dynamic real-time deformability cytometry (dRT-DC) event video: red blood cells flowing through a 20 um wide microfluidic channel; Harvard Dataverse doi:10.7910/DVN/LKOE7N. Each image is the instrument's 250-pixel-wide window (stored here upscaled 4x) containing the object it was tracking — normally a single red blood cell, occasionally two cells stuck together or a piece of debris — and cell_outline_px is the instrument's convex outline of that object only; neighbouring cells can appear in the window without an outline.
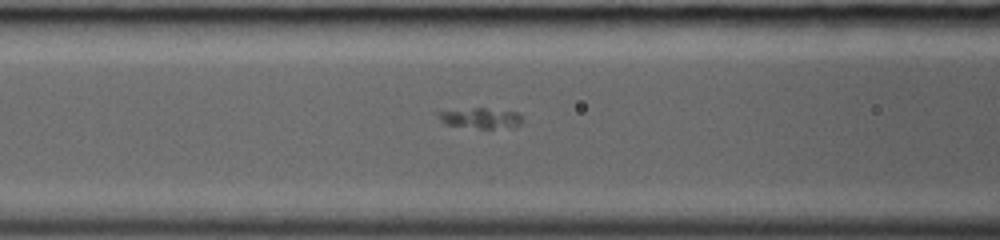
{"species": "common noctule bat (a hibernating species)", "species_latin": "Nyctalus noctula", "temperature_condition": "room temperature", "stored_images_in_passage": 26, "camera_frame_rate_fps": 3000, "um_per_image_px": 0.085, "animal": {"sex": "female", "body_mass_g": 19.0, "forearm_length_mm": 53.3}, "frame": {"image": 1, "passage_image": 5, "time_ms": 1.333, "image_size_px": [1000, 240], "cell_outline_px": [[520, 124], [516, 128], [480, 128], [444, 124], [440, 120], [436, 112], [472, 108], [484, 108], [520, 112]], "centroid_in_image_um": [40.88, 10.04], "position_along_channel_um": 125.7, "area_um2": 10.0}}
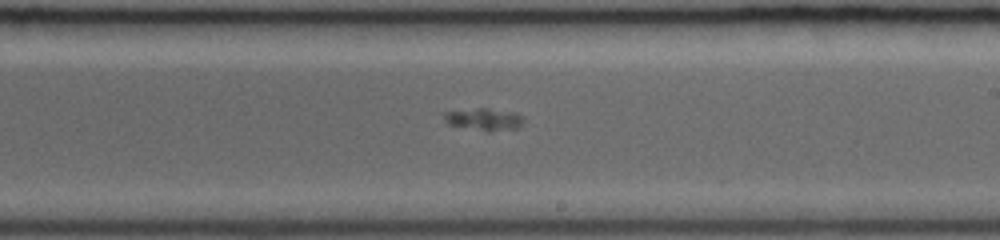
{"frame": {"image": 2, "passage_image": 12, "time_ms": 3.667, "image_size_px": [1000, 240], "cell_outline_px": [[524, 120], [520, 128], [488, 132], [448, 124], [444, 120], [440, 112], [476, 108], [488, 108], [516, 112], [524, 116]], "centroid_in_image_um": [41.15, 10.13], "position_along_channel_um": 247.8, "area_um2": 10.69}}